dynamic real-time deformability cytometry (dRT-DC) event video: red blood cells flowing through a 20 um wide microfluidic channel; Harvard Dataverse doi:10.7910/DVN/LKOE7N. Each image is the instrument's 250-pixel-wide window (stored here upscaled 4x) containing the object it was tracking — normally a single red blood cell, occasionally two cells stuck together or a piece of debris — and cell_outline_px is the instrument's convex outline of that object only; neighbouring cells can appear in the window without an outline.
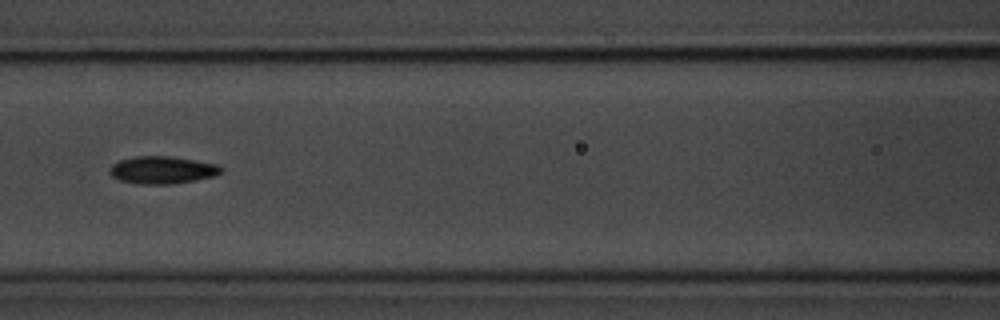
{"species": "common noctule bat (a hibernating species)", "species_latin": "Nyctalus noctula", "temperature_condition": "room temperature", "stored_images_in_passage": 9, "camera_frame_rate_fps": 3000, "um_per_image_px": 0.085, "animal": {"sex": "male", "body_mass_g": 20.1, "forearm_length_mm": 53.5}, "frame": {"image": 1, "passage_image": 6, "time_ms": 6.667, "image_size_px": [1000, 320], "cell_outline_px": [[224, 168], [216, 176], [196, 180], [168, 184], [140, 184], [120, 180], [112, 176], [108, 172], [108, 168], [112, 164], [120, 160], [132, 156], [172, 156], [220, 164]], "centroid_in_image_um": [13.81, 14.44], "position_along_channel_um": 152.8, "area_um2": 18.09}}
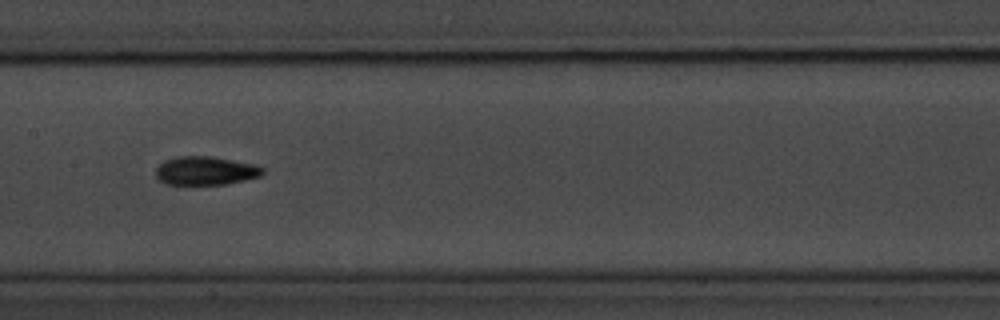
{"frame": {"image": 2, "passage_image": 7, "time_ms": 7.667, "image_size_px": [1000, 320], "cell_outline_px": [[264, 172], [260, 176], [228, 184], [168, 184], [160, 180], [156, 176], [156, 168], [164, 160], [176, 156], [212, 156], [256, 164], [264, 168]], "centroid_in_image_um": [17.49, 14.5], "position_along_channel_um": 189.9, "area_um2": 17.86}}